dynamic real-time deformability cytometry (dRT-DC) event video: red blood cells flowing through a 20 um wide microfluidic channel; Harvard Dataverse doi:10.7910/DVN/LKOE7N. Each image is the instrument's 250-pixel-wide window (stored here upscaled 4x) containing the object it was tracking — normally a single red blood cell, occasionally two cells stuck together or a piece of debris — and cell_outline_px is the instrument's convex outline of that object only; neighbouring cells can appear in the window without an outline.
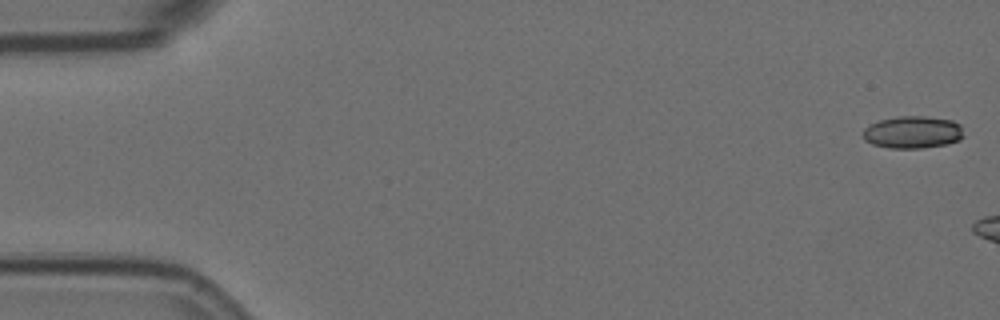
{"species": "Egyptian fruit bat (a non-hibernating species)", "species_latin": "Rousettus aegyptiacus", "temperature_condition": "room temperature", "stored_images_in_passage": 11, "camera_frame_rate_fps": 3000, "um_per_image_px": 0.085, "animal": {"sex": "female"}, "frame": {"image": 1, "passage_image": 1, "time_ms": 0.0, "image_size_px": [1000, 320], "cell_outline_px": [[964, 136], [960, 140], [948, 144], [920, 148], [888, 148], [872, 144], [864, 140], [864, 128], [868, 124], [880, 120], [896, 116], [924, 116], [952, 120], [960, 124]], "centroid_in_image_um": [77.58, 11.24], "position_along_channel_um": 7.4, "area_um2": 19.13}}
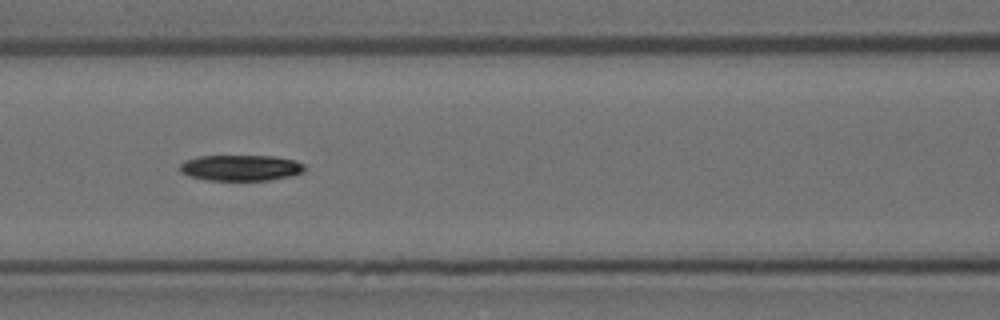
{"frame": {"image": 2, "passage_image": 8, "time_ms": 2.333, "image_size_px": [1000, 320], "cell_outline_px": [[304, 172], [296, 176], [268, 180], [208, 180], [188, 176], [180, 172], [180, 164], [184, 160], [200, 156], [272, 156], [296, 160], [304, 164]], "centroid_in_image_um": [20.49, 14.27], "position_along_channel_um": 146.1, "area_um2": 19.02}}
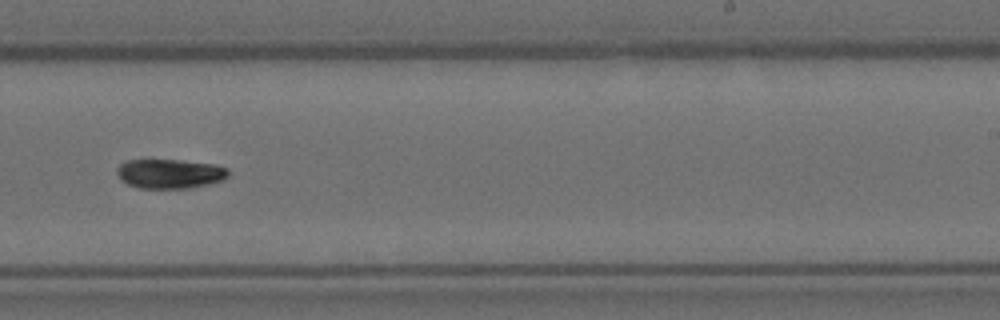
{"frame": {"image": 3, "passage_image": 11, "time_ms": 3.333, "image_size_px": [1000, 320], "cell_outline_px": [[228, 176], [224, 180], [208, 184], [188, 188], [140, 188], [128, 184], [120, 180], [116, 172], [116, 168], [120, 164], [128, 160], [180, 160], [216, 164], [228, 168]], "centroid_in_image_um": [14.44, 14.76], "position_along_channel_um": 274.6, "area_um2": 19.19}}